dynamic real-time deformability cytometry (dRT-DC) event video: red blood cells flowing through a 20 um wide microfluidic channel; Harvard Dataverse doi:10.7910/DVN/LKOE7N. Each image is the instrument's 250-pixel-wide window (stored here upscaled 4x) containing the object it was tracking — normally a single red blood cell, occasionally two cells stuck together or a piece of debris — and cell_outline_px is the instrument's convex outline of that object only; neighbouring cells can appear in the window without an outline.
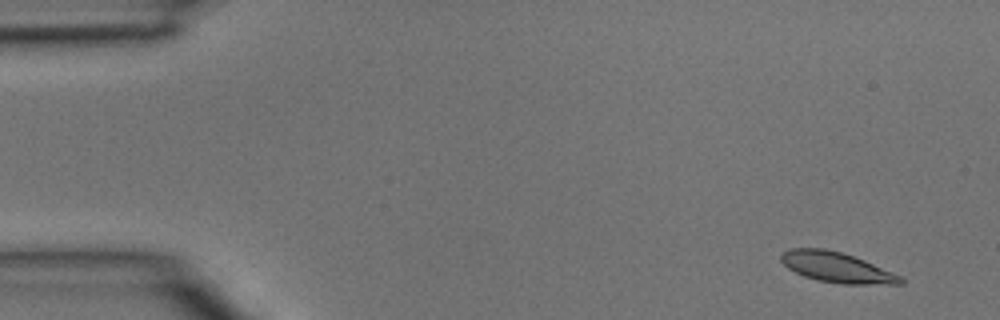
{"species": "common noctule bat (a hibernating species)", "species_latin": "Nyctalus noctula", "temperature_condition": "room temperature", "stored_images_in_passage": 3, "camera_frame_rate_fps": 3000, "um_per_image_px": 0.085, "animal": {"sex": "male", "body_mass_g": 15.6}, "frame": {"image": 1, "passage_image": 1, "time_ms": 0.0, "image_size_px": [1000, 320], "cell_outline_px": [[904, 284], [840, 284], [816, 280], [804, 276], [788, 268], [780, 260], [780, 256], [784, 252], [792, 248], [824, 248], [840, 252], [864, 260], [892, 272], [900, 276], [904, 280]], "centroid_in_image_um": [71.11, 22.73], "position_along_channel_um": 13.9, "area_um2": 20.92}}
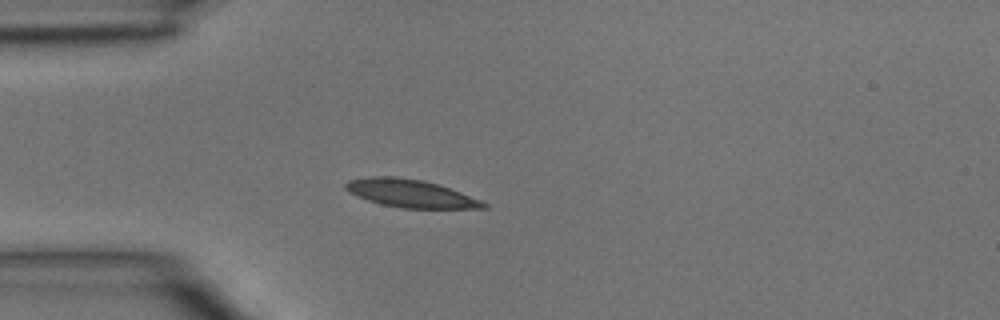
{"frame": {"image": 2, "passage_image": 3, "time_ms": 0.667, "image_size_px": [1000, 320], "cell_outline_px": [[488, 208], [400, 208], [380, 204], [356, 196], [348, 192], [344, 188], [344, 184], [348, 180], [368, 176], [396, 176], [420, 180], [440, 184], [480, 200], [488, 204]], "centroid_in_image_um": [34.84, 16.43], "position_along_channel_um": 50.2, "area_um2": 22.48}}